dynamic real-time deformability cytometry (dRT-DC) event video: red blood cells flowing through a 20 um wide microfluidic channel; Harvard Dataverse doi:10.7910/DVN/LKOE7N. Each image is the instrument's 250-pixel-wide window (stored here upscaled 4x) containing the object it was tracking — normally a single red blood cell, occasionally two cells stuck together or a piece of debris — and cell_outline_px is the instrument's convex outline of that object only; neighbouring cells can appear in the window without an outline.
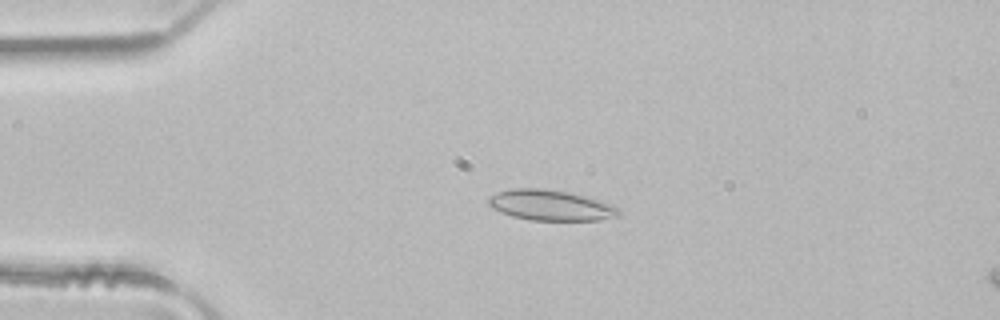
{"species": "common noctule bat (a hibernating species)", "species_latin": "Nyctalus noctula", "temperature_condition": "room temperature", "stored_images_in_passage": 43, "camera_frame_rate_fps": 3000, "um_per_image_px": 0.085, "animal": {"sex": "male", "body_mass_g": 21.5, "forearm_length_mm": 52.0}, "frame": {"image": 1, "passage_image": 5, "time_ms": 1.333, "image_size_px": [1000, 320], "cell_outline_px": [[620, 216], [600, 220], [532, 220], [512, 216], [500, 212], [492, 208], [488, 204], [488, 196], [496, 192], [512, 188], [544, 188], [572, 192], [600, 200], [612, 204], [620, 208]], "centroid_in_image_um": [46.82, 17.43], "position_along_channel_um": 38.2, "area_um2": 23.58}}
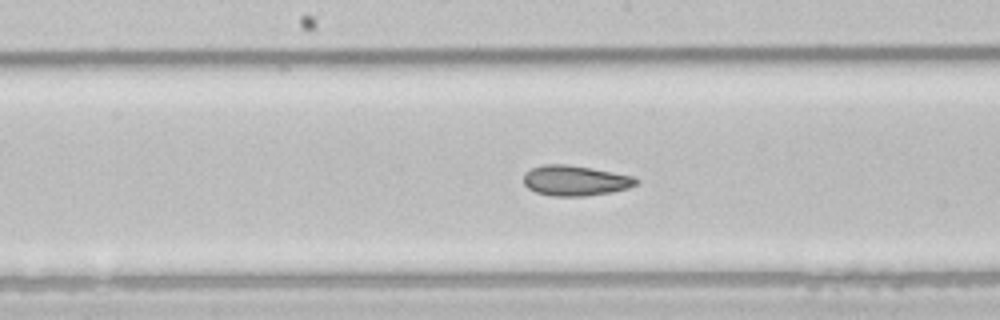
{"frame": {"image": 2, "passage_image": 19, "time_ms": 6.0, "image_size_px": [1000, 320], "cell_outline_px": [[640, 180], [636, 184], [628, 188], [612, 192], [584, 196], [552, 196], [536, 192], [528, 188], [524, 184], [524, 172], [540, 164], [568, 164], [592, 168], [636, 176]], "centroid_in_image_um": [48.9, 15.34], "position_along_channel_um": 199.3, "area_um2": 20.11}}
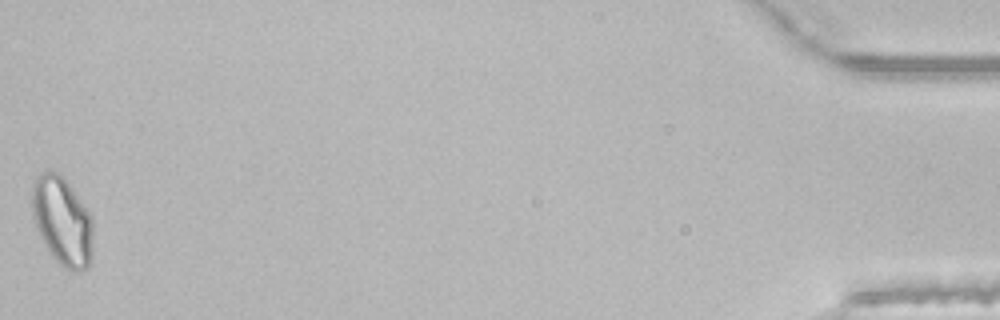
{"frame": {"image": 3, "passage_image": 43, "time_ms": 14.0, "image_size_px": [1000, 320], "cell_outline_px": [[92, 260], [88, 268], [72, 272], [64, 268], [48, 252], [36, 228], [32, 216], [32, 184], [36, 176], [44, 172], [60, 172], [64, 176], [92, 216]], "centroid_in_image_um": [5.3, 18.8], "position_along_channel_um": 429.9, "area_um2": 31.91}, "authors_computed_cell_mechanics": {"area_um2": 21.3282, "velocity_mm_per_s": 4.1221, "shape_relaxation_time_tau1_ms": 6.9064, "shape_relaxation_time_tau2_ms": 1.5624, "deformation_change_tau1": 0.1387, "deformation_change_tau2": 0.0485}}